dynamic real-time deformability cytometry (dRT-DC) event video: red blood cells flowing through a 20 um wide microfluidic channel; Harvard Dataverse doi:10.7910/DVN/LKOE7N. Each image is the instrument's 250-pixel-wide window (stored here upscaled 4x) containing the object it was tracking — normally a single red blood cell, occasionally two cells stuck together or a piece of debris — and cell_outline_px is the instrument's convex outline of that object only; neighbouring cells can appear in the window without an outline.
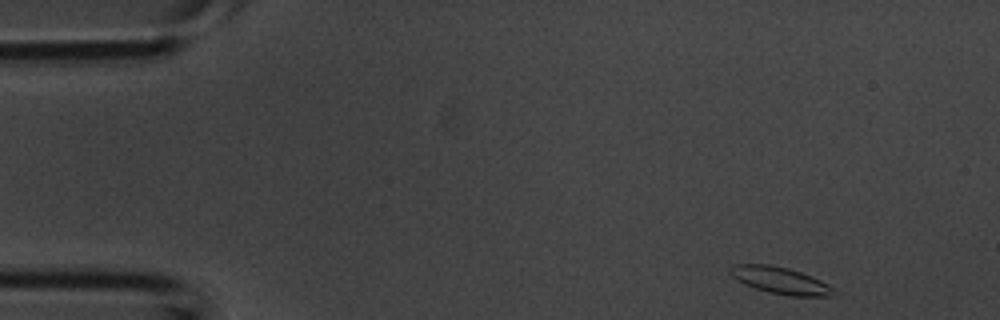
{"species": "common noctule bat (a hibernating species)", "species_latin": "Nyctalus noctula", "temperature_condition": "room temperature", "stored_images_in_passage": 40, "camera_frame_rate_fps": 3000, "um_per_image_px": 0.085, "animal": {"sex": "male", "body_mass_g": 20.1, "forearm_length_mm": 53.5}, "frame": {"image": 1, "passage_image": 1, "time_ms": 0.0, "image_size_px": [1000, 320], "cell_outline_px": [[836, 296], [792, 296], [768, 292], [744, 284], [736, 280], [728, 272], [728, 268], [732, 264], [768, 264], [788, 268], [812, 276], [836, 288]], "centroid_in_image_um": [66.33, 23.84], "position_along_channel_um": 18.7, "area_um2": 16.42}}
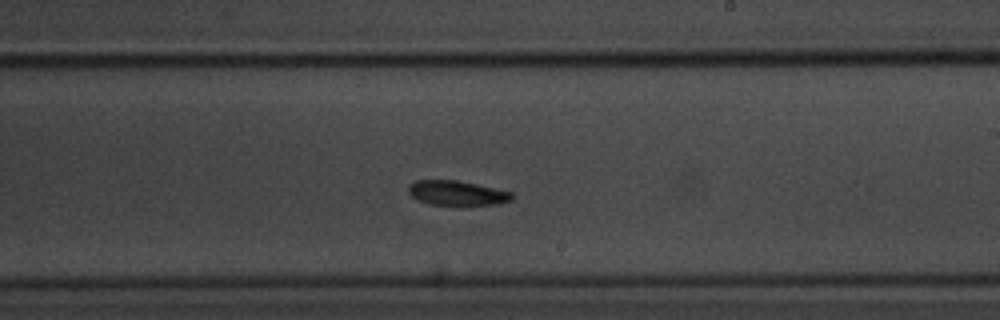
{"frame": {"image": 2, "passage_image": 22, "time_ms": 7.0, "image_size_px": [1000, 320], "cell_outline_px": [[512, 200], [496, 204], [428, 204], [416, 200], [408, 192], [408, 184], [416, 180], [456, 180], [476, 184], [512, 192]], "centroid_in_image_um": [38.78, 16.39], "position_along_channel_um": 250.2, "area_um2": 14.68}}
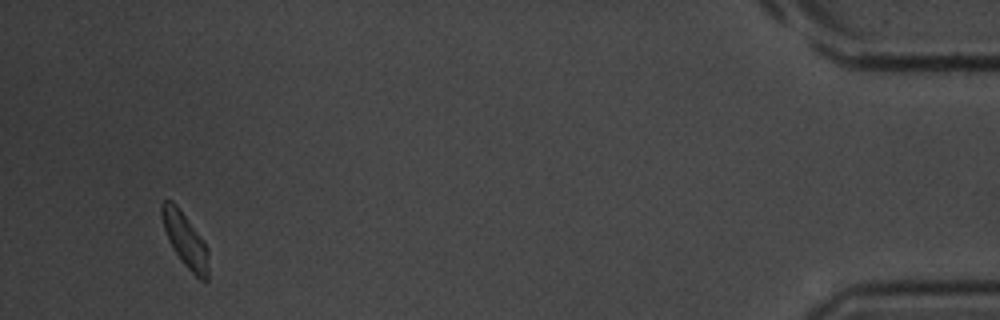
{"frame": {"image": 3, "passage_image": 38, "time_ms": 12.333, "image_size_px": [1000, 320], "cell_outline_px": [[208, 280], [200, 280], [184, 264], [168, 240], [164, 228], [160, 212], [160, 204], [164, 200], [172, 200], [180, 208], [204, 240], [208, 248]], "centroid_in_image_um": [15.74, 20.34], "position_along_channel_um": 419.5, "area_um2": 14.8}}